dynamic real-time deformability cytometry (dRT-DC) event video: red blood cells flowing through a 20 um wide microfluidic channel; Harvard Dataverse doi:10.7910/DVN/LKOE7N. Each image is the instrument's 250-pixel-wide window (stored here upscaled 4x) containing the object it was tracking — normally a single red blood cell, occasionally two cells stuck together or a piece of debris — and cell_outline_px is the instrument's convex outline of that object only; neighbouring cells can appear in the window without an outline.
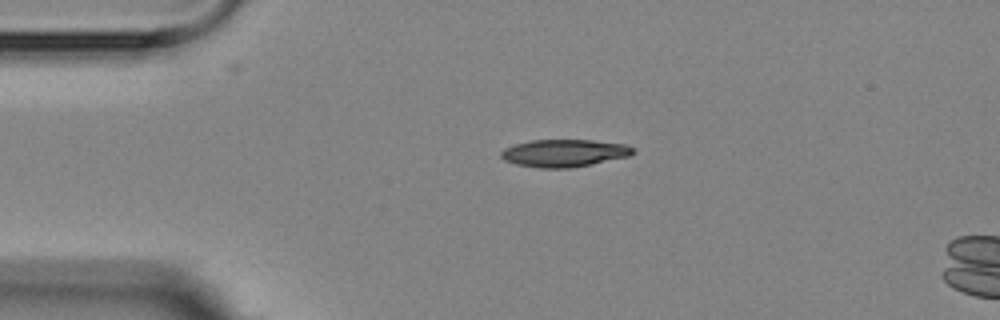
{"species": "Egyptian fruit bat (a non-hibernating species)", "species_latin": "Rousettus aegyptiacus", "temperature_condition": "room temperature", "stored_images_in_passage": 2, "camera_frame_rate_fps": 3000, "um_per_image_px": 0.085, "animal": {"sex": "female"}, "frame": {"image": 1, "passage_image": 1, "time_ms": 0.0, "image_size_px": [1000, 320], "cell_outline_px": [[636, 152], [628, 156], [568, 168], [540, 168], [516, 164], [504, 160], [500, 156], [500, 152], [504, 148], [516, 144], [532, 140], [592, 140], [624, 144], [636, 148]], "centroid_in_image_um": [47.94, 13.0], "position_along_channel_um": 37.1, "area_um2": 20.92}}